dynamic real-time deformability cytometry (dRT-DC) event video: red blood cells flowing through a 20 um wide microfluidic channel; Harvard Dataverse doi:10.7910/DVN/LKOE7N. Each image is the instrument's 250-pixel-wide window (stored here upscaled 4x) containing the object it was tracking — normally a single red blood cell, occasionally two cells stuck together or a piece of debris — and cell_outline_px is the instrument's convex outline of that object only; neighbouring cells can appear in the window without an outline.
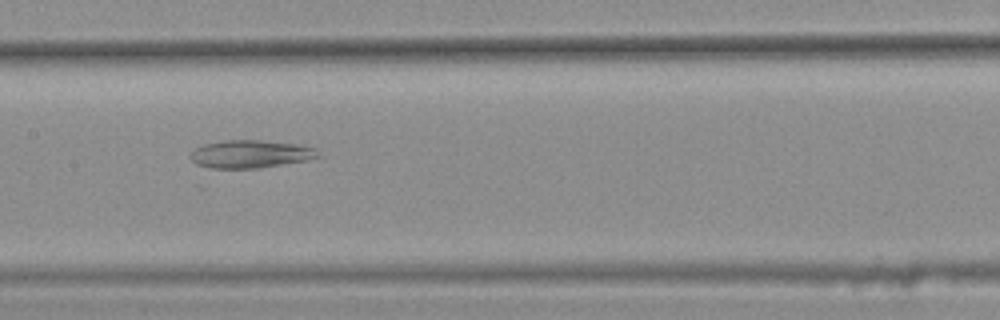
{"species": "common noctule bat (a hibernating species)", "species_latin": "Nyctalus noctula", "temperature_condition": "warm", "stored_images_in_passage": 47, "camera_frame_rate_fps": 3000, "um_per_image_px": 0.085, "animal": {"sex": "female", "body_mass_g": 25.1}, "frame": {"image": 1, "passage_image": 26, "time_ms": 8.333, "image_size_px": [1000, 320], "cell_outline_px": [[324, 156], [304, 160], [260, 168], [212, 168], [196, 164], [188, 156], [192, 148], [200, 144], [224, 140], [260, 140], [296, 144], [316, 148]], "centroid_in_image_um": [21.24, 13.08], "position_along_channel_um": 186.2, "area_um2": 20.98}}
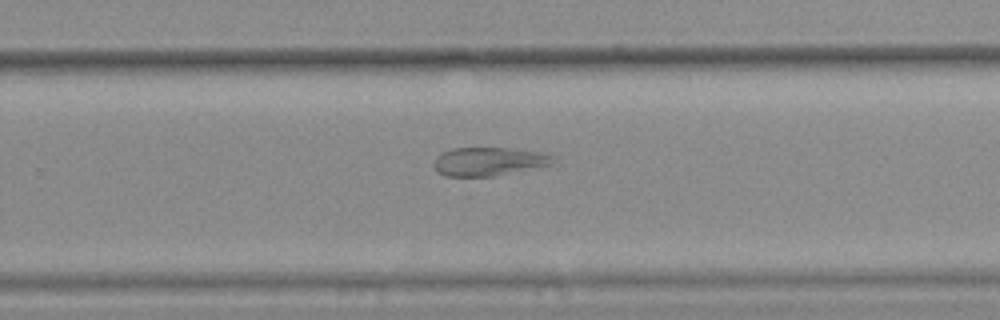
{"frame": {"image": 2, "passage_image": 34, "time_ms": 11.0, "image_size_px": [1000, 320], "cell_outline_px": [[556, 156], [552, 164], [496, 176], [444, 176], [436, 172], [432, 164], [436, 156], [452, 148], [508, 148], [540, 152]], "centroid_in_image_um": [41.51, 13.73], "position_along_channel_um": 288.3, "area_um2": 19.88}}
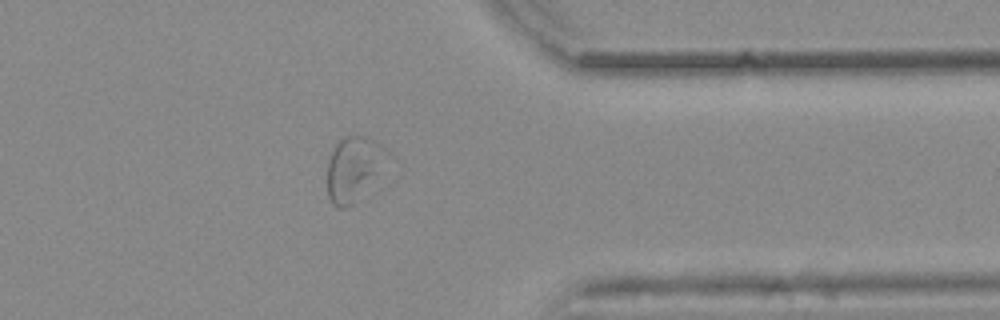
{"frame": {"image": 3, "passage_image": 42, "time_ms": 13.667, "image_size_px": [1000, 320], "cell_outline_px": [[400, 160], [352, 204], [344, 208], [336, 208], [332, 204], [328, 196], [328, 160], [336, 144], [344, 136], [360, 136], [372, 140], [388, 148]], "centroid_in_image_um": [30.29, 14.33], "position_along_channel_um": 381.1, "area_um2": 24.22}, "authors_computed_cell_mechanics": {"area_um2": 26.1256, "velocity_mm_per_s": 3.8484, "shape_relaxation_time_tau1_ms": null, "shape_relaxation_time_tau2_ms": 4.3872, "deformation_change_tau1": null, "deformation_change_tau2": 0.1149}}